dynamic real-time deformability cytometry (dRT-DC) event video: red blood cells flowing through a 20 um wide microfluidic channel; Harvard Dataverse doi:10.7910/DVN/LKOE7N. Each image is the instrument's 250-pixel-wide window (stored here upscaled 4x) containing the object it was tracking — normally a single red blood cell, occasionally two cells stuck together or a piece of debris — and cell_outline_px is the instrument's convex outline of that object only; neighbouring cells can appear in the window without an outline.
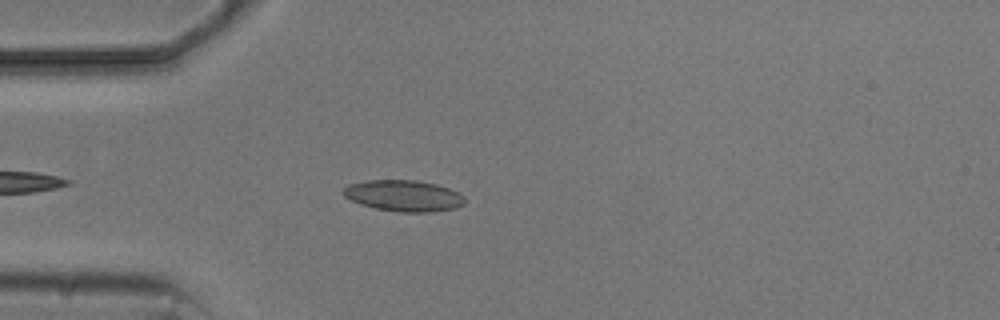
{"species": "common noctule bat (a hibernating species)", "species_latin": "Nyctalus noctula", "temperature_condition": "cold", "stored_images_in_passage": 5, "camera_frame_rate_fps": 3000, "um_per_image_px": 0.085, "animal": {"sex": "male", "body_mass_g": 20.5, "forearm_length_mm": 52.5}, "frame": {"image": 1, "passage_image": 4, "time_ms": 4.333, "image_size_px": [1000, 320], "cell_outline_px": [[464, 204], [456, 208], [432, 212], [400, 212], [376, 208], [360, 204], [344, 196], [344, 188], [348, 184], [368, 180], [416, 180], [436, 184], [448, 188], [464, 196]], "centroid_in_image_um": [34.32, 16.64], "position_along_channel_um": 50.7, "area_um2": 21.96}}